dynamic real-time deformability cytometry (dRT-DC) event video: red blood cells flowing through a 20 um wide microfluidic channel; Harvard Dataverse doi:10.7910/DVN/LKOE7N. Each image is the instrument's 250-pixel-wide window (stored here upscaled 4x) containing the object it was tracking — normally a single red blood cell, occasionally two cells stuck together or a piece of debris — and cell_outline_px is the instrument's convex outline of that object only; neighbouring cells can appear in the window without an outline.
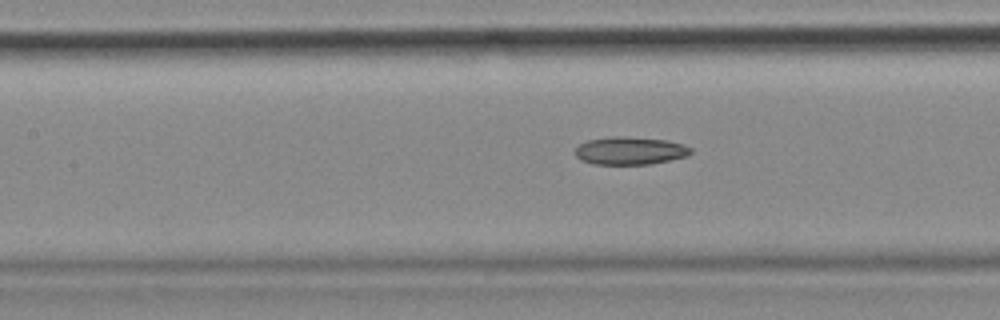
{"species": "common noctule bat (a hibernating species)", "species_latin": "Nyctalus noctula", "temperature_condition": "cold", "stored_images_in_passage": 55, "camera_frame_rate_fps": 3000, "um_per_image_px": 0.085, "animal": {"sex": "female", "body_mass_g": 18.4}, "frame": {"image": 1, "passage_image": 24, "time_ms": 7.667, "image_size_px": [1000, 320], "cell_outline_px": [[692, 152], [688, 156], [648, 164], [596, 164], [580, 160], [576, 156], [576, 148], [580, 144], [588, 140], [612, 136], [628, 136], [668, 140], [684, 144], [692, 148]], "centroid_in_image_um": [53.58, 12.8], "position_along_channel_um": 153.8, "area_um2": 18.79}}